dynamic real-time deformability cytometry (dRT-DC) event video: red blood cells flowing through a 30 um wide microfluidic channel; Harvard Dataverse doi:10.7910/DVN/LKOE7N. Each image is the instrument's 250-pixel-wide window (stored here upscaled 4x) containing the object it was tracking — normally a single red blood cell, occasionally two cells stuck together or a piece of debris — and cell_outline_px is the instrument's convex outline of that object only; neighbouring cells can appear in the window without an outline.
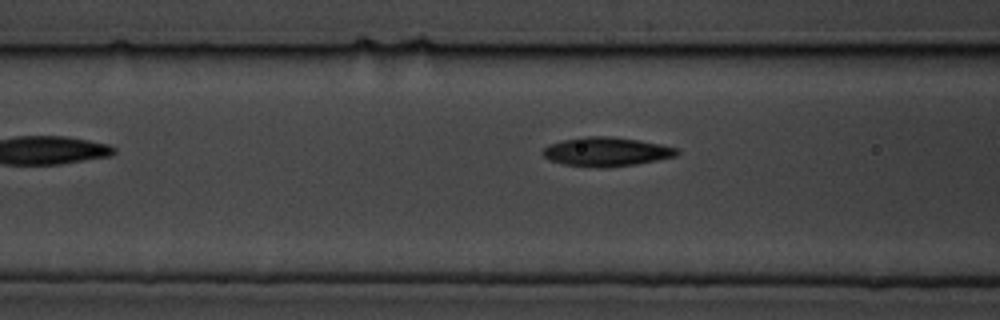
{"species": "common noctule bat (a hibernating species)", "species_latin": "Nyctalus noctula", "temperature_condition": "cold", "stored_images_in_passage": 8, "camera_frame_rate_fps": 3000, "um_per_image_px": 0.085, "animal": {"sex": "male", "body_mass_g": 19.5, "forearm_length_mm": 54.6}, "frame": {"image": 1, "passage_image": 6, "time_ms": 1.667, "image_size_px": [1000, 320], "cell_outline_px": [[680, 152], [676, 156], [636, 164], [608, 168], [600, 168], [564, 164], [548, 160], [540, 152], [548, 144], [560, 140], [584, 136], [608, 136], [640, 140], [660, 144], [676, 148]], "centroid_in_image_um": [51.49, 12.89], "position_along_channel_um": 115.1, "area_um2": 22.89}}